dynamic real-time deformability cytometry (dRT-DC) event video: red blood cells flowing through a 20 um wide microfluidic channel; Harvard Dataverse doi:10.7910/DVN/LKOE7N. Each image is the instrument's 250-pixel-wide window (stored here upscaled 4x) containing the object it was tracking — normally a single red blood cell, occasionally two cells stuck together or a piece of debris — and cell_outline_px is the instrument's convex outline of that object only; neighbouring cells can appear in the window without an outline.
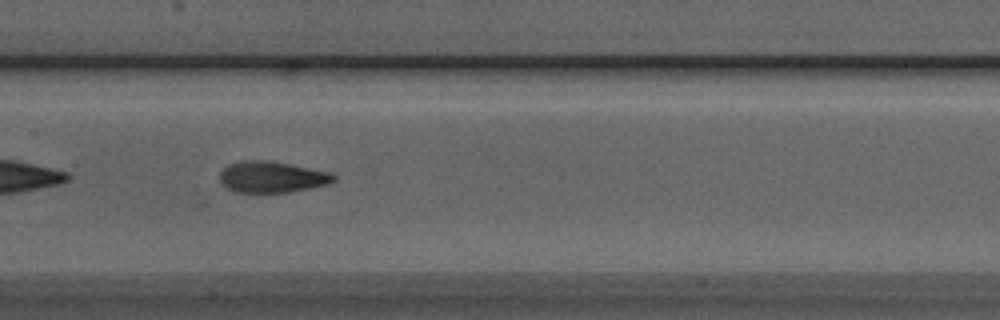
{"species": "Egyptian fruit bat (a non-hibernating species)", "species_latin": "Rousettus aegyptiacus", "temperature_condition": "room temperature", "stored_images_in_passage": 50, "camera_frame_rate_fps": 3000, "um_per_image_px": 0.085, "animal": {"sex": "male"}, "frame": {"image": 1, "passage_image": 24, "time_ms": 7.667, "image_size_px": [1000, 320], "cell_outline_px": [[336, 180], [328, 184], [312, 188], [288, 192], [236, 192], [220, 184], [220, 172], [228, 164], [244, 160], [268, 160], [328, 172], [336, 176]], "centroid_in_image_um": [23.09, 15.05], "position_along_channel_um": 184.3, "area_um2": 20.63}}
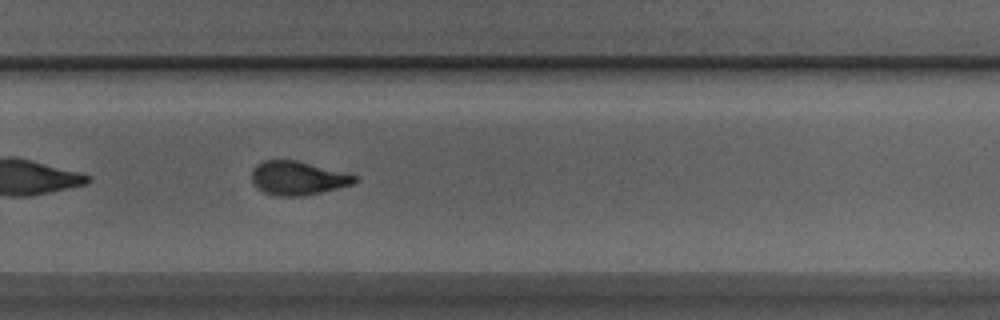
{"frame": {"image": 2, "passage_image": 33, "time_ms": 10.667, "image_size_px": [1000, 320], "cell_outline_px": [[360, 180], [352, 184], [304, 196], [276, 196], [264, 192], [252, 180], [252, 168], [256, 164], [264, 160], [296, 160], [360, 176]], "centroid_in_image_um": [25.34, 15.13], "position_along_channel_um": 304.5, "area_um2": 20.17}}
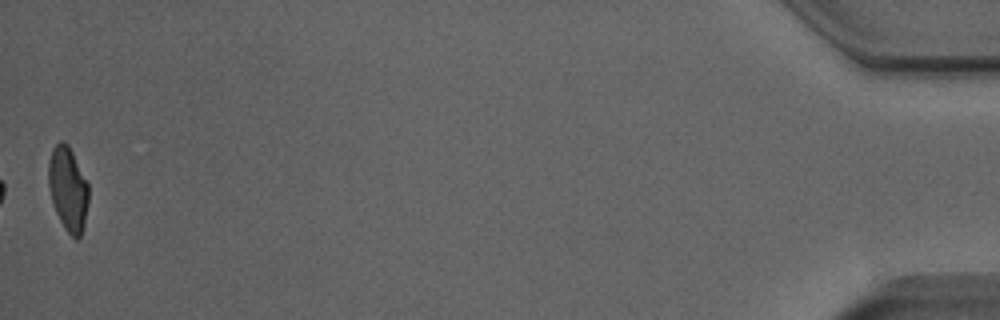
{"frame": {"image": 3, "passage_image": 50, "time_ms": 16.333, "image_size_px": [1000, 320], "cell_outline_px": [[88, 204], [84, 224], [80, 236], [76, 240], [64, 228], [52, 204], [48, 184], [48, 160], [52, 148], [60, 140], [64, 140], [68, 144], [88, 184]], "centroid_in_image_um": [5.76, 16.04], "position_along_channel_um": 429.4, "area_um2": 19.71}, "authors_computed_cell_mechanics": {"area_um2": 20.9814, "velocity_mm_per_s": 4.0237, "shape_relaxation_time_tau1_ms": 5.7659, "shape_relaxation_time_tau2_ms": 1.406, "deformation_change_tau1": 0.208, "deformation_change_tau2": 0.0843}}